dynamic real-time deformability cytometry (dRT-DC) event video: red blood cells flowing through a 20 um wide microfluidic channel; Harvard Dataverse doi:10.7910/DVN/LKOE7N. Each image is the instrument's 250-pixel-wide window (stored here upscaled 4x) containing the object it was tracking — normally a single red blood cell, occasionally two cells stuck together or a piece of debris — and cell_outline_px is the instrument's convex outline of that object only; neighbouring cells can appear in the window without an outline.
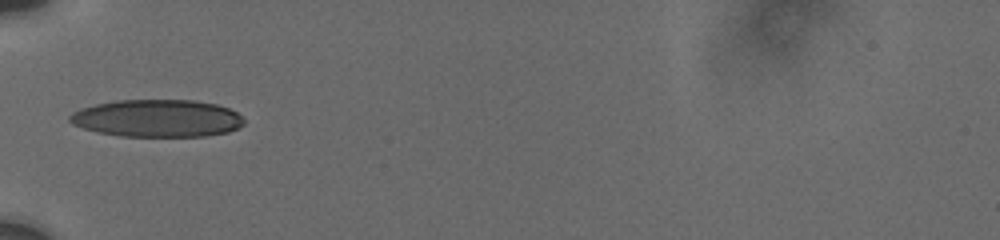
{"species": "human", "species_latin": "Homo sapiens", "temperature_condition": "cold", "stored_images_in_passage": 26, "camera_frame_rate_fps": 3000, "um_per_image_px": 0.085, "donor": {"sex": "male"}, "frame": {"image": 1, "passage_image": 1, "time_ms": 0.0, "image_size_px": [1000, 240], "cell_outline_px": [[244, 124], [228, 132], [204, 136], [120, 136], [96, 132], [72, 124], [68, 120], [68, 116], [72, 112], [80, 108], [96, 104], [116, 100], [192, 100], [216, 104], [228, 108], [236, 112], [244, 120]], "centroid_in_image_um": [13.32, 10.05], "position_along_channel_um": 71.7, "area_um2": 38.03}}
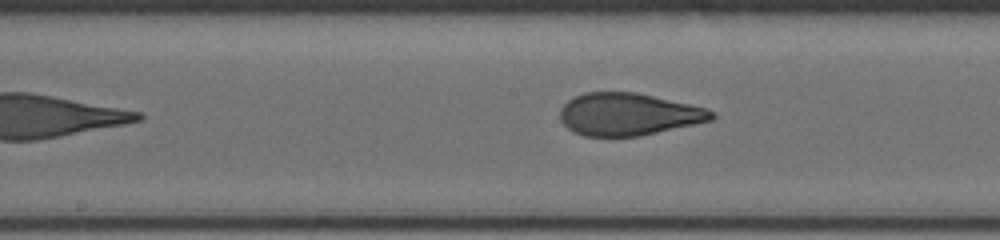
{"frame": {"image": 2, "passage_image": 10, "time_ms": 3.333, "image_size_px": [1000, 240], "cell_outline_px": [[716, 116], [712, 120], [640, 136], [584, 136], [572, 132], [560, 120], [560, 108], [568, 100], [584, 92], [636, 92], [708, 108], [716, 112]], "centroid_in_image_um": [53.41, 9.71], "position_along_channel_um": 194.8, "area_um2": 37.51}}
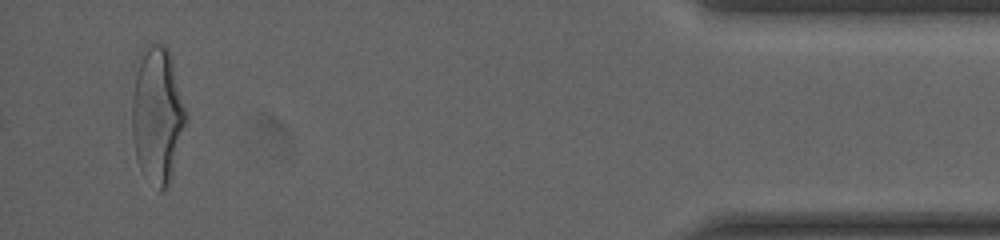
{"frame": {"image": 3, "passage_image": 26, "time_ms": 11.0, "image_size_px": [1000, 240], "cell_outline_px": [[188, 120], [172, 176], [168, 184], [160, 192], [140, 168], [136, 156], [132, 136], [132, 96], [140, 48], [148, 44], [164, 44], [168, 48], [172, 56]], "centroid_in_image_um": [13.38, 9.72], "position_along_channel_um": 421.8, "area_um2": 43.18}, "authors_computed_cell_mechanics": {"area_um2": 38.4081, "velocity_mm_per_s": 3.7585, "shape_relaxation_time_tau1_ms": 5.0134, "shape_relaxation_time_tau2_ms": null, "deformation_change_tau1": 0.1852, "deformation_change_tau2": null}}